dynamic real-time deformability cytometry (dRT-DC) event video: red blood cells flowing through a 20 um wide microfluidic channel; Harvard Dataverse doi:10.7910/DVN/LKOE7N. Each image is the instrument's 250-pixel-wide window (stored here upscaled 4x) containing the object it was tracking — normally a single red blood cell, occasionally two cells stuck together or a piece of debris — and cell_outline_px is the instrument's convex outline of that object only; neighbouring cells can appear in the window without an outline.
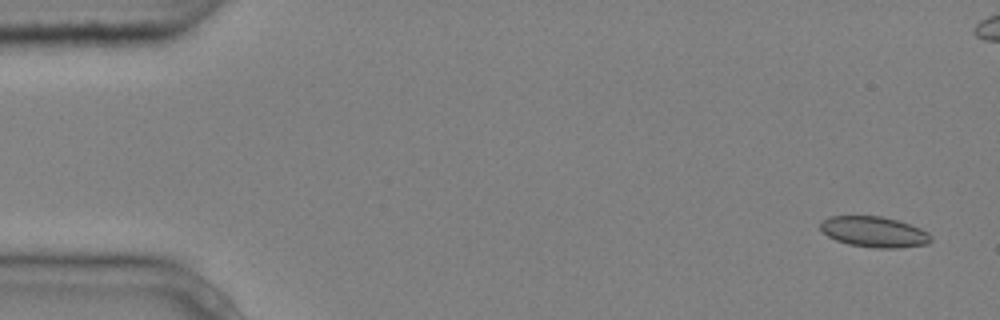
{"species": "common noctule bat (a hibernating species)", "species_latin": "Nyctalus noctula", "temperature_condition": "cold", "stored_images_in_passage": 5, "camera_frame_rate_fps": 3000, "um_per_image_px": 0.085, "animal": {"sex": "male", "body_mass_g": 20.4}, "frame": {"image": 1, "passage_image": 1, "time_ms": 0.0, "image_size_px": [1000, 320], "cell_outline_px": [[932, 240], [928, 244], [896, 248], [876, 248], [848, 244], [836, 240], [828, 236], [820, 228], [820, 220], [828, 216], [880, 216], [896, 220], [920, 228], [928, 232], [932, 236]], "centroid_in_image_um": [74.29, 19.71], "position_along_channel_um": 10.7, "area_um2": 19.77}}